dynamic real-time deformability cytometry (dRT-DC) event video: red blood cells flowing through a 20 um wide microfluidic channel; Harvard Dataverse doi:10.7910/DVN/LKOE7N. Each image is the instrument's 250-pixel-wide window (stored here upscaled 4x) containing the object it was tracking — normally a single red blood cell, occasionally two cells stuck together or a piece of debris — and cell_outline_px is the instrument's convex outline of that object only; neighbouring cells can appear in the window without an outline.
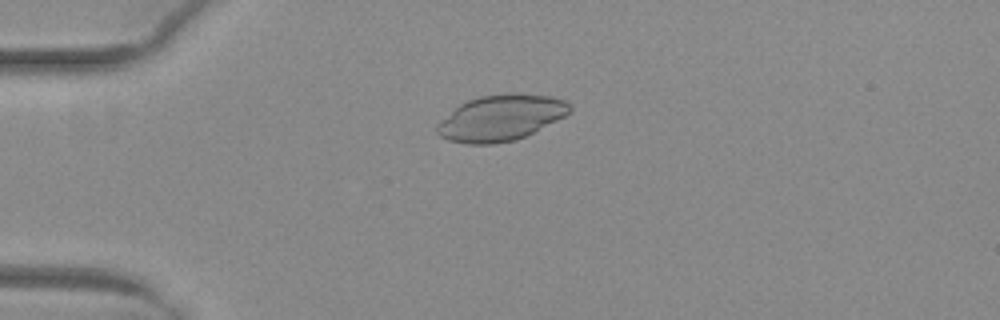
{"species": "common noctule bat (a hibernating species)", "species_latin": "Nyctalus noctula", "temperature_condition": "warm", "stored_images_in_passage": 34, "camera_frame_rate_fps": 3000, "um_per_image_px": 0.085, "animal": {"sex": "female", "body_mass_g": 29.2, "forearm_length_mm": 56.3}, "frame": {"image": 1, "passage_image": 2, "time_ms": 0.333, "image_size_px": [1000, 320], "cell_outline_px": [[572, 112], [516, 140], [492, 144], [468, 144], [448, 140], [440, 136], [436, 132], [436, 124], [440, 120], [460, 104], [468, 100], [480, 96], [512, 92], [552, 96], [564, 100], [572, 108]], "centroid_in_image_um": [42.55, 10.0], "position_along_channel_um": 42.5, "area_um2": 35.43}}